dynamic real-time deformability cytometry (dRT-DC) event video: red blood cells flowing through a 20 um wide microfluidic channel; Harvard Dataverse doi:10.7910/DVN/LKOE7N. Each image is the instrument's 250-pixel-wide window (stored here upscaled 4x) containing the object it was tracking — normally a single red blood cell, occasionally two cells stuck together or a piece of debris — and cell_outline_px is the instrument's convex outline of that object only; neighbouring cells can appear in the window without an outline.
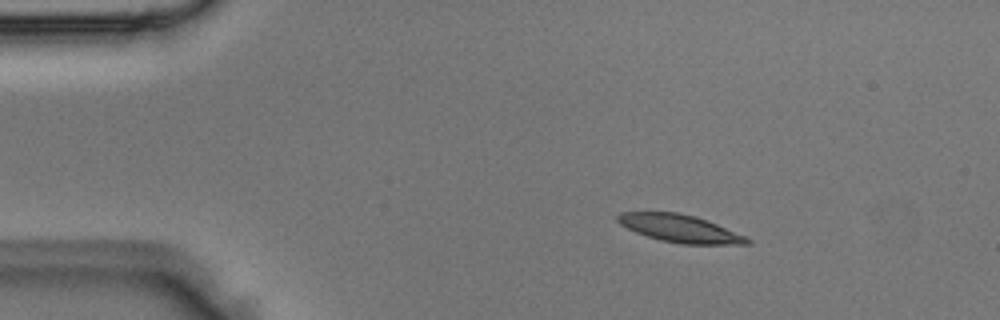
{"species": "Egyptian fruit bat (a non-hibernating species)", "species_latin": "Rousettus aegyptiacus", "temperature_condition": "room temperature", "stored_images_in_passage": 2, "camera_frame_rate_fps": 3000, "um_per_image_px": 0.085, "animal": {"sex": "male"}, "frame": {"image": 1, "passage_image": 1, "time_ms": 0.0, "image_size_px": [1000, 320], "cell_outline_px": [[752, 244], [680, 244], [660, 240], [636, 232], [620, 224], [616, 220], [616, 216], [620, 212], [680, 212], [716, 224], [748, 236], [752, 240]], "centroid_in_image_um": [57.81, 19.43], "position_along_channel_um": 27.2, "area_um2": 20.75}}